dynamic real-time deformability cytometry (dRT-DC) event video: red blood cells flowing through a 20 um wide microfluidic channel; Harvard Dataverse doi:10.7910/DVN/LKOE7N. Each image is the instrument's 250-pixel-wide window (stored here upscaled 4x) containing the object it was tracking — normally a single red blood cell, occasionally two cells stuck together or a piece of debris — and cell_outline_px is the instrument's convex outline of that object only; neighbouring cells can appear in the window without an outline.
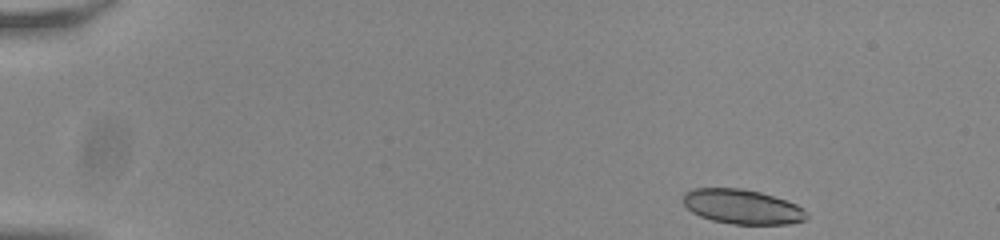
{"species": "common noctule bat (a hibernating species)", "species_latin": "Nyctalus noctula", "temperature_condition": "room temperature", "stored_images_in_passage": 15, "camera_frame_rate_fps": 3000, "um_per_image_px": 0.085, "animal": {"sex": "male", "body_mass_g": 20.0, "forearm_length_mm": 53.3}, "frame": {"image": 1, "passage_image": 1, "time_ms": 0.0, "image_size_px": [1000, 240], "cell_outline_px": [[808, 220], [788, 224], [736, 224], [712, 220], [700, 216], [692, 212], [684, 204], [684, 192], [692, 188], [744, 188], [760, 192], [796, 204], [804, 208], [808, 212]], "centroid_in_image_um": [63.12, 17.57], "position_along_channel_um": 21.9, "area_um2": 24.97}}
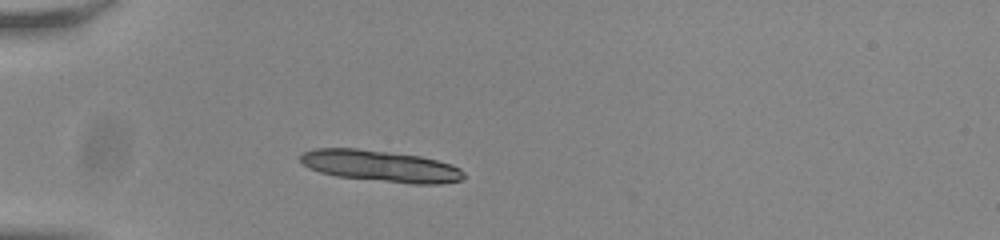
{"frame": {"image": 2, "passage_image": 11, "time_ms": 3.333, "image_size_px": [1000, 240], "cell_outline_px": [[464, 176], [460, 180], [440, 184], [412, 184], [336, 176], [320, 172], [308, 168], [300, 160], [300, 152], [316, 148], [356, 148], [420, 156], [452, 164], [460, 168], [464, 172]], "centroid_in_image_um": [32.33, 14.11], "position_along_channel_um": 52.7, "area_um2": 29.94}}